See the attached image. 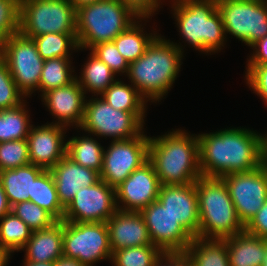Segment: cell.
Returning a JSON list of instances; mask_svg holds the SVG:
<instances>
[{
    "label": "cell",
    "instance_id": "bcb514c9",
    "mask_svg": "<svg viewBox=\"0 0 267 266\" xmlns=\"http://www.w3.org/2000/svg\"><path fill=\"white\" fill-rule=\"evenodd\" d=\"M9 212H11V205L0 182V219Z\"/></svg>",
    "mask_w": 267,
    "mask_h": 266
},
{
    "label": "cell",
    "instance_id": "3957f363",
    "mask_svg": "<svg viewBox=\"0 0 267 266\" xmlns=\"http://www.w3.org/2000/svg\"><path fill=\"white\" fill-rule=\"evenodd\" d=\"M186 131L172 128L161 136L149 137V161L161 185L191 184L202 176L198 135Z\"/></svg>",
    "mask_w": 267,
    "mask_h": 266
},
{
    "label": "cell",
    "instance_id": "cb8c5ba5",
    "mask_svg": "<svg viewBox=\"0 0 267 266\" xmlns=\"http://www.w3.org/2000/svg\"><path fill=\"white\" fill-rule=\"evenodd\" d=\"M44 169L33 164L0 171V182L11 207L32 196L33 182Z\"/></svg>",
    "mask_w": 267,
    "mask_h": 266
},
{
    "label": "cell",
    "instance_id": "f6af8a7d",
    "mask_svg": "<svg viewBox=\"0 0 267 266\" xmlns=\"http://www.w3.org/2000/svg\"><path fill=\"white\" fill-rule=\"evenodd\" d=\"M155 266H191L184 253H165Z\"/></svg>",
    "mask_w": 267,
    "mask_h": 266
},
{
    "label": "cell",
    "instance_id": "60d3db41",
    "mask_svg": "<svg viewBox=\"0 0 267 266\" xmlns=\"http://www.w3.org/2000/svg\"><path fill=\"white\" fill-rule=\"evenodd\" d=\"M20 0H0V26L9 34L19 32Z\"/></svg>",
    "mask_w": 267,
    "mask_h": 266
},
{
    "label": "cell",
    "instance_id": "f1b7e54d",
    "mask_svg": "<svg viewBox=\"0 0 267 266\" xmlns=\"http://www.w3.org/2000/svg\"><path fill=\"white\" fill-rule=\"evenodd\" d=\"M116 110L130 113H147L148 101L132 85L116 79L101 95Z\"/></svg>",
    "mask_w": 267,
    "mask_h": 266
},
{
    "label": "cell",
    "instance_id": "f5cc1de1",
    "mask_svg": "<svg viewBox=\"0 0 267 266\" xmlns=\"http://www.w3.org/2000/svg\"><path fill=\"white\" fill-rule=\"evenodd\" d=\"M76 9H78L79 7L85 5V4H90V3H94L97 2L99 0H69Z\"/></svg>",
    "mask_w": 267,
    "mask_h": 266
},
{
    "label": "cell",
    "instance_id": "74e56055",
    "mask_svg": "<svg viewBox=\"0 0 267 266\" xmlns=\"http://www.w3.org/2000/svg\"><path fill=\"white\" fill-rule=\"evenodd\" d=\"M25 101V96L17 89L11 73L0 57V110L12 109Z\"/></svg>",
    "mask_w": 267,
    "mask_h": 266
},
{
    "label": "cell",
    "instance_id": "c3c4849f",
    "mask_svg": "<svg viewBox=\"0 0 267 266\" xmlns=\"http://www.w3.org/2000/svg\"><path fill=\"white\" fill-rule=\"evenodd\" d=\"M12 255L8 251L0 249V266H7L10 259H12Z\"/></svg>",
    "mask_w": 267,
    "mask_h": 266
},
{
    "label": "cell",
    "instance_id": "484cf974",
    "mask_svg": "<svg viewBox=\"0 0 267 266\" xmlns=\"http://www.w3.org/2000/svg\"><path fill=\"white\" fill-rule=\"evenodd\" d=\"M184 255L191 266H230L224 239L193 238Z\"/></svg>",
    "mask_w": 267,
    "mask_h": 266
},
{
    "label": "cell",
    "instance_id": "db71d44e",
    "mask_svg": "<svg viewBox=\"0 0 267 266\" xmlns=\"http://www.w3.org/2000/svg\"><path fill=\"white\" fill-rule=\"evenodd\" d=\"M261 266H267V249H266L265 258H264Z\"/></svg>",
    "mask_w": 267,
    "mask_h": 266
},
{
    "label": "cell",
    "instance_id": "ee69618b",
    "mask_svg": "<svg viewBox=\"0 0 267 266\" xmlns=\"http://www.w3.org/2000/svg\"><path fill=\"white\" fill-rule=\"evenodd\" d=\"M253 52L247 58V65L267 64V35L250 47Z\"/></svg>",
    "mask_w": 267,
    "mask_h": 266
},
{
    "label": "cell",
    "instance_id": "83f0119b",
    "mask_svg": "<svg viewBox=\"0 0 267 266\" xmlns=\"http://www.w3.org/2000/svg\"><path fill=\"white\" fill-rule=\"evenodd\" d=\"M86 63L82 65L80 75H76V80L83 88L86 96L90 92L93 96H100L115 80L116 75L101 60L91 52L88 54ZM89 92V93H88Z\"/></svg>",
    "mask_w": 267,
    "mask_h": 266
},
{
    "label": "cell",
    "instance_id": "6da1fadb",
    "mask_svg": "<svg viewBox=\"0 0 267 266\" xmlns=\"http://www.w3.org/2000/svg\"><path fill=\"white\" fill-rule=\"evenodd\" d=\"M202 176L223 177L250 172L263 165V134L232 127L198 134Z\"/></svg>",
    "mask_w": 267,
    "mask_h": 266
},
{
    "label": "cell",
    "instance_id": "7a4b0ae2",
    "mask_svg": "<svg viewBox=\"0 0 267 266\" xmlns=\"http://www.w3.org/2000/svg\"><path fill=\"white\" fill-rule=\"evenodd\" d=\"M185 46L158 34L145 53L129 64L127 77L149 102L158 103L172 89L184 58Z\"/></svg>",
    "mask_w": 267,
    "mask_h": 266
},
{
    "label": "cell",
    "instance_id": "d6a6232c",
    "mask_svg": "<svg viewBox=\"0 0 267 266\" xmlns=\"http://www.w3.org/2000/svg\"><path fill=\"white\" fill-rule=\"evenodd\" d=\"M32 230L12 211L0 219V249L20 252L32 235Z\"/></svg>",
    "mask_w": 267,
    "mask_h": 266
},
{
    "label": "cell",
    "instance_id": "9a60e30c",
    "mask_svg": "<svg viewBox=\"0 0 267 266\" xmlns=\"http://www.w3.org/2000/svg\"><path fill=\"white\" fill-rule=\"evenodd\" d=\"M154 246L164 253H184L193 236L158 200L140 211Z\"/></svg>",
    "mask_w": 267,
    "mask_h": 266
},
{
    "label": "cell",
    "instance_id": "277c9868",
    "mask_svg": "<svg viewBox=\"0 0 267 266\" xmlns=\"http://www.w3.org/2000/svg\"><path fill=\"white\" fill-rule=\"evenodd\" d=\"M171 1V13L183 42L206 55L221 52L228 38L216 0Z\"/></svg>",
    "mask_w": 267,
    "mask_h": 266
},
{
    "label": "cell",
    "instance_id": "b9f144b4",
    "mask_svg": "<svg viewBox=\"0 0 267 266\" xmlns=\"http://www.w3.org/2000/svg\"><path fill=\"white\" fill-rule=\"evenodd\" d=\"M139 18H152L165 0H121Z\"/></svg>",
    "mask_w": 267,
    "mask_h": 266
},
{
    "label": "cell",
    "instance_id": "5b68a950",
    "mask_svg": "<svg viewBox=\"0 0 267 266\" xmlns=\"http://www.w3.org/2000/svg\"><path fill=\"white\" fill-rule=\"evenodd\" d=\"M199 231L203 239H225L244 231L221 177L201 176L196 182Z\"/></svg>",
    "mask_w": 267,
    "mask_h": 266
},
{
    "label": "cell",
    "instance_id": "5bb4252c",
    "mask_svg": "<svg viewBox=\"0 0 267 266\" xmlns=\"http://www.w3.org/2000/svg\"><path fill=\"white\" fill-rule=\"evenodd\" d=\"M117 210L115 189L100 179L76 193L65 208L62 221L106 222Z\"/></svg>",
    "mask_w": 267,
    "mask_h": 266
},
{
    "label": "cell",
    "instance_id": "816d5d0a",
    "mask_svg": "<svg viewBox=\"0 0 267 266\" xmlns=\"http://www.w3.org/2000/svg\"><path fill=\"white\" fill-rule=\"evenodd\" d=\"M263 165L267 168V133L263 134Z\"/></svg>",
    "mask_w": 267,
    "mask_h": 266
},
{
    "label": "cell",
    "instance_id": "d4e9b609",
    "mask_svg": "<svg viewBox=\"0 0 267 266\" xmlns=\"http://www.w3.org/2000/svg\"><path fill=\"white\" fill-rule=\"evenodd\" d=\"M148 19L151 18H138L113 40L119 53L129 64L141 57L145 53L148 45L159 34L154 30L151 33L146 32L144 26L149 22L147 21ZM142 21L146 22L143 24Z\"/></svg>",
    "mask_w": 267,
    "mask_h": 266
},
{
    "label": "cell",
    "instance_id": "836d02e7",
    "mask_svg": "<svg viewBox=\"0 0 267 266\" xmlns=\"http://www.w3.org/2000/svg\"><path fill=\"white\" fill-rule=\"evenodd\" d=\"M32 39L43 60L71 57L73 52L80 51L77 44V34L48 33Z\"/></svg>",
    "mask_w": 267,
    "mask_h": 266
},
{
    "label": "cell",
    "instance_id": "44dd1931",
    "mask_svg": "<svg viewBox=\"0 0 267 266\" xmlns=\"http://www.w3.org/2000/svg\"><path fill=\"white\" fill-rule=\"evenodd\" d=\"M50 172L56 185L58 199L64 208L79 190L100 180L99 172L79 165L67 155L50 169Z\"/></svg>",
    "mask_w": 267,
    "mask_h": 266
},
{
    "label": "cell",
    "instance_id": "4316f807",
    "mask_svg": "<svg viewBox=\"0 0 267 266\" xmlns=\"http://www.w3.org/2000/svg\"><path fill=\"white\" fill-rule=\"evenodd\" d=\"M96 139L95 135L86 133L82 136H72L67 140L66 155L79 165L100 173L105 148Z\"/></svg>",
    "mask_w": 267,
    "mask_h": 266
},
{
    "label": "cell",
    "instance_id": "30bf717a",
    "mask_svg": "<svg viewBox=\"0 0 267 266\" xmlns=\"http://www.w3.org/2000/svg\"><path fill=\"white\" fill-rule=\"evenodd\" d=\"M227 34L251 47L267 35V0H216Z\"/></svg>",
    "mask_w": 267,
    "mask_h": 266
},
{
    "label": "cell",
    "instance_id": "2e32d148",
    "mask_svg": "<svg viewBox=\"0 0 267 266\" xmlns=\"http://www.w3.org/2000/svg\"><path fill=\"white\" fill-rule=\"evenodd\" d=\"M160 186L155 168L148 160L115 188L117 209L140 212L157 201Z\"/></svg>",
    "mask_w": 267,
    "mask_h": 266
},
{
    "label": "cell",
    "instance_id": "f907efd6",
    "mask_svg": "<svg viewBox=\"0 0 267 266\" xmlns=\"http://www.w3.org/2000/svg\"><path fill=\"white\" fill-rule=\"evenodd\" d=\"M22 266H53L54 262H34V261H27L22 260Z\"/></svg>",
    "mask_w": 267,
    "mask_h": 266
},
{
    "label": "cell",
    "instance_id": "e0dca14e",
    "mask_svg": "<svg viewBox=\"0 0 267 266\" xmlns=\"http://www.w3.org/2000/svg\"><path fill=\"white\" fill-rule=\"evenodd\" d=\"M67 128L51 123L32 125L27 136L30 164L52 169L66 156Z\"/></svg>",
    "mask_w": 267,
    "mask_h": 266
},
{
    "label": "cell",
    "instance_id": "e575fe53",
    "mask_svg": "<svg viewBox=\"0 0 267 266\" xmlns=\"http://www.w3.org/2000/svg\"><path fill=\"white\" fill-rule=\"evenodd\" d=\"M165 253L154 245L122 248L112 253L113 266H155Z\"/></svg>",
    "mask_w": 267,
    "mask_h": 266
},
{
    "label": "cell",
    "instance_id": "681fc988",
    "mask_svg": "<svg viewBox=\"0 0 267 266\" xmlns=\"http://www.w3.org/2000/svg\"><path fill=\"white\" fill-rule=\"evenodd\" d=\"M9 34L0 26V56L3 53Z\"/></svg>",
    "mask_w": 267,
    "mask_h": 266
},
{
    "label": "cell",
    "instance_id": "d590c367",
    "mask_svg": "<svg viewBox=\"0 0 267 266\" xmlns=\"http://www.w3.org/2000/svg\"><path fill=\"white\" fill-rule=\"evenodd\" d=\"M11 211L34 232L51 227L57 220L32 201H23L11 207Z\"/></svg>",
    "mask_w": 267,
    "mask_h": 266
},
{
    "label": "cell",
    "instance_id": "7bdbcfd3",
    "mask_svg": "<svg viewBox=\"0 0 267 266\" xmlns=\"http://www.w3.org/2000/svg\"><path fill=\"white\" fill-rule=\"evenodd\" d=\"M244 230L254 236L267 239V200L262 208L244 227Z\"/></svg>",
    "mask_w": 267,
    "mask_h": 266
},
{
    "label": "cell",
    "instance_id": "d6986e66",
    "mask_svg": "<svg viewBox=\"0 0 267 266\" xmlns=\"http://www.w3.org/2000/svg\"><path fill=\"white\" fill-rule=\"evenodd\" d=\"M195 238L199 231V205L195 183L161 185L157 199Z\"/></svg>",
    "mask_w": 267,
    "mask_h": 266
},
{
    "label": "cell",
    "instance_id": "8992f818",
    "mask_svg": "<svg viewBox=\"0 0 267 266\" xmlns=\"http://www.w3.org/2000/svg\"><path fill=\"white\" fill-rule=\"evenodd\" d=\"M139 17L121 0H99L77 9L78 48L90 50L93 46L113 41Z\"/></svg>",
    "mask_w": 267,
    "mask_h": 266
},
{
    "label": "cell",
    "instance_id": "ba28073f",
    "mask_svg": "<svg viewBox=\"0 0 267 266\" xmlns=\"http://www.w3.org/2000/svg\"><path fill=\"white\" fill-rule=\"evenodd\" d=\"M145 113L116 110L100 96L86 98L84 117L79 128L98 139L109 137L111 141L132 139L145 129Z\"/></svg>",
    "mask_w": 267,
    "mask_h": 266
},
{
    "label": "cell",
    "instance_id": "8d00e7d4",
    "mask_svg": "<svg viewBox=\"0 0 267 266\" xmlns=\"http://www.w3.org/2000/svg\"><path fill=\"white\" fill-rule=\"evenodd\" d=\"M30 164L27 139L0 142V171Z\"/></svg>",
    "mask_w": 267,
    "mask_h": 266
},
{
    "label": "cell",
    "instance_id": "1f68e13d",
    "mask_svg": "<svg viewBox=\"0 0 267 266\" xmlns=\"http://www.w3.org/2000/svg\"><path fill=\"white\" fill-rule=\"evenodd\" d=\"M29 201L49 212L57 221H62L65 208L58 199L56 185L50 170H43L33 182Z\"/></svg>",
    "mask_w": 267,
    "mask_h": 266
},
{
    "label": "cell",
    "instance_id": "4dcf8cb0",
    "mask_svg": "<svg viewBox=\"0 0 267 266\" xmlns=\"http://www.w3.org/2000/svg\"><path fill=\"white\" fill-rule=\"evenodd\" d=\"M26 100L12 109L0 110V142L27 139L32 119Z\"/></svg>",
    "mask_w": 267,
    "mask_h": 266
},
{
    "label": "cell",
    "instance_id": "ac0fdd59",
    "mask_svg": "<svg viewBox=\"0 0 267 266\" xmlns=\"http://www.w3.org/2000/svg\"><path fill=\"white\" fill-rule=\"evenodd\" d=\"M86 98L89 97L75 79L66 86L46 92L41 97V101L56 119H53L51 124H57L67 129L73 127L78 131L84 117Z\"/></svg>",
    "mask_w": 267,
    "mask_h": 266
},
{
    "label": "cell",
    "instance_id": "f546056e",
    "mask_svg": "<svg viewBox=\"0 0 267 266\" xmlns=\"http://www.w3.org/2000/svg\"><path fill=\"white\" fill-rule=\"evenodd\" d=\"M72 57H58L44 61L38 93L42 97L46 92L66 86L76 79Z\"/></svg>",
    "mask_w": 267,
    "mask_h": 266
},
{
    "label": "cell",
    "instance_id": "7402d4cb",
    "mask_svg": "<svg viewBox=\"0 0 267 266\" xmlns=\"http://www.w3.org/2000/svg\"><path fill=\"white\" fill-rule=\"evenodd\" d=\"M64 221H57L51 227L32 232L26 245L24 260L34 262H55L63 256Z\"/></svg>",
    "mask_w": 267,
    "mask_h": 266
},
{
    "label": "cell",
    "instance_id": "9c48e42d",
    "mask_svg": "<svg viewBox=\"0 0 267 266\" xmlns=\"http://www.w3.org/2000/svg\"><path fill=\"white\" fill-rule=\"evenodd\" d=\"M63 256L85 266H95L104 260L110 262L112 251L106 222L64 221Z\"/></svg>",
    "mask_w": 267,
    "mask_h": 266
},
{
    "label": "cell",
    "instance_id": "7dc6e473",
    "mask_svg": "<svg viewBox=\"0 0 267 266\" xmlns=\"http://www.w3.org/2000/svg\"><path fill=\"white\" fill-rule=\"evenodd\" d=\"M53 266H85V265L81 264L77 260L62 256L54 262Z\"/></svg>",
    "mask_w": 267,
    "mask_h": 266
},
{
    "label": "cell",
    "instance_id": "ab89813d",
    "mask_svg": "<svg viewBox=\"0 0 267 266\" xmlns=\"http://www.w3.org/2000/svg\"><path fill=\"white\" fill-rule=\"evenodd\" d=\"M246 66L245 79L247 86L263 100L267 107V64Z\"/></svg>",
    "mask_w": 267,
    "mask_h": 266
},
{
    "label": "cell",
    "instance_id": "8fae6325",
    "mask_svg": "<svg viewBox=\"0 0 267 266\" xmlns=\"http://www.w3.org/2000/svg\"><path fill=\"white\" fill-rule=\"evenodd\" d=\"M0 57L5 61L17 89L26 100L38 92L45 60L38 53L33 39L20 32L10 35Z\"/></svg>",
    "mask_w": 267,
    "mask_h": 266
},
{
    "label": "cell",
    "instance_id": "f35d334b",
    "mask_svg": "<svg viewBox=\"0 0 267 266\" xmlns=\"http://www.w3.org/2000/svg\"><path fill=\"white\" fill-rule=\"evenodd\" d=\"M90 52L103 61L116 76L127 75L129 63L119 53L113 41L97 44L90 49Z\"/></svg>",
    "mask_w": 267,
    "mask_h": 266
},
{
    "label": "cell",
    "instance_id": "ffe728a7",
    "mask_svg": "<svg viewBox=\"0 0 267 266\" xmlns=\"http://www.w3.org/2000/svg\"><path fill=\"white\" fill-rule=\"evenodd\" d=\"M106 224L112 253L122 248L153 245L140 212L117 210Z\"/></svg>",
    "mask_w": 267,
    "mask_h": 266
},
{
    "label": "cell",
    "instance_id": "52a82bcc",
    "mask_svg": "<svg viewBox=\"0 0 267 266\" xmlns=\"http://www.w3.org/2000/svg\"><path fill=\"white\" fill-rule=\"evenodd\" d=\"M76 15L69 0H20L19 32L31 39L48 33L77 34Z\"/></svg>",
    "mask_w": 267,
    "mask_h": 266
},
{
    "label": "cell",
    "instance_id": "7c38bea8",
    "mask_svg": "<svg viewBox=\"0 0 267 266\" xmlns=\"http://www.w3.org/2000/svg\"><path fill=\"white\" fill-rule=\"evenodd\" d=\"M149 137L143 131L132 139L110 141L104 149L100 179L114 189L118 187L149 160Z\"/></svg>",
    "mask_w": 267,
    "mask_h": 266
},
{
    "label": "cell",
    "instance_id": "603a6c76",
    "mask_svg": "<svg viewBox=\"0 0 267 266\" xmlns=\"http://www.w3.org/2000/svg\"><path fill=\"white\" fill-rule=\"evenodd\" d=\"M230 266H261L267 249V239L245 230L224 239Z\"/></svg>",
    "mask_w": 267,
    "mask_h": 266
},
{
    "label": "cell",
    "instance_id": "4fadbf2b",
    "mask_svg": "<svg viewBox=\"0 0 267 266\" xmlns=\"http://www.w3.org/2000/svg\"><path fill=\"white\" fill-rule=\"evenodd\" d=\"M244 227L267 200V168L261 165L250 172L231 173L221 177Z\"/></svg>",
    "mask_w": 267,
    "mask_h": 266
}]
</instances>
